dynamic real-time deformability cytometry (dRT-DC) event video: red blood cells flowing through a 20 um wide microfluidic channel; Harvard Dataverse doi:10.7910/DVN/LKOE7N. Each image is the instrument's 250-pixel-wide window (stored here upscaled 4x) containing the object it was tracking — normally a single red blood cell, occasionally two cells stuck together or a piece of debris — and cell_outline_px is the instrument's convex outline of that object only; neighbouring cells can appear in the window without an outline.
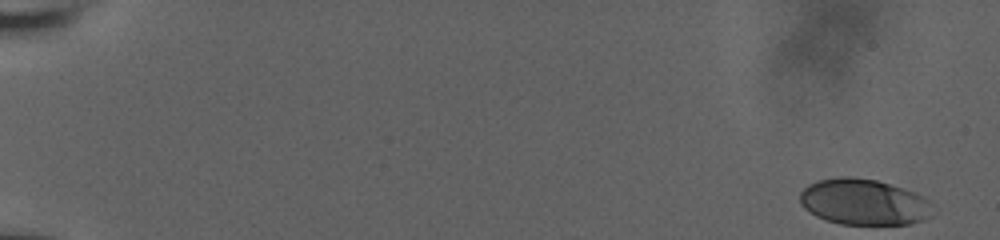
{"species": "human", "species_latin": "Homo sapiens", "temperature_condition": "room temperature", "stored_images_in_passage": 56, "camera_frame_rate_fps": 3000, "um_per_image_px": 0.085, "donor": {"sex": "male"}, "frame": {"image": 1, "passage_image": 1, "time_ms": 0.0, "image_size_px": [1000, 240], "cell_outline_px": [[932, 216], [908, 224], [840, 224], [824, 220], [816, 216], [804, 208], [800, 204], [800, 192], [808, 184], [816, 180], [840, 176], [852, 176], [876, 180], [924, 196], [928, 200]], "centroid_in_image_um": [73.35, 17.16], "position_along_channel_um": 11.6, "area_um2": 35.49}}
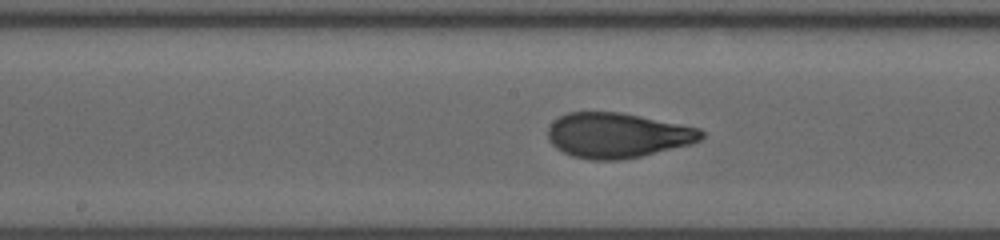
{"frame": {"image": 2, "passage_image": 31, "time_ms": 10.0, "image_size_px": [1000, 240], "cell_outline_px": [[704, 136], [700, 140], [692, 144], [640, 156], [620, 160], [592, 160], [572, 156], [556, 148], [548, 140], [548, 128], [552, 120], [568, 112], [620, 112], [700, 128], [704, 132]], "centroid_in_image_um": [52.47, 11.5], "position_along_channel_um": 195.7, "area_um2": 40.29}}
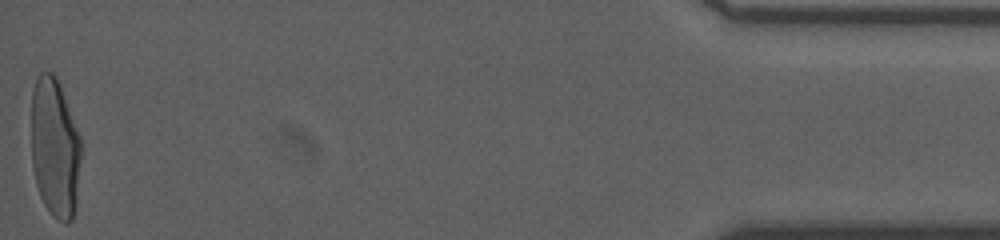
{"frame": {"image": 3, "passage_image": 56, "time_ms": 18.333, "image_size_px": [1000, 240], "cell_outline_px": [[84, 144], [72, 220], [68, 224], [64, 224], [56, 220], [48, 212], [40, 196], [36, 184], [32, 164], [32, 92], [36, 76], [40, 72], [52, 72], [56, 76], [60, 84]], "centroid_in_image_um": [4.69, 12.56], "position_along_channel_um": 430.5, "area_um2": 41.27}, "authors_computed_cell_mechanics": {"area_um2": 39.6219, "velocity_mm_per_s": 3.8285, "shape_relaxation_time_tau1_ms": 4.0573, "shape_relaxation_time_tau2_ms": 0.6434, "deformation_change_tau1": 0.208, "deformation_change_tau2": 0.0616}}